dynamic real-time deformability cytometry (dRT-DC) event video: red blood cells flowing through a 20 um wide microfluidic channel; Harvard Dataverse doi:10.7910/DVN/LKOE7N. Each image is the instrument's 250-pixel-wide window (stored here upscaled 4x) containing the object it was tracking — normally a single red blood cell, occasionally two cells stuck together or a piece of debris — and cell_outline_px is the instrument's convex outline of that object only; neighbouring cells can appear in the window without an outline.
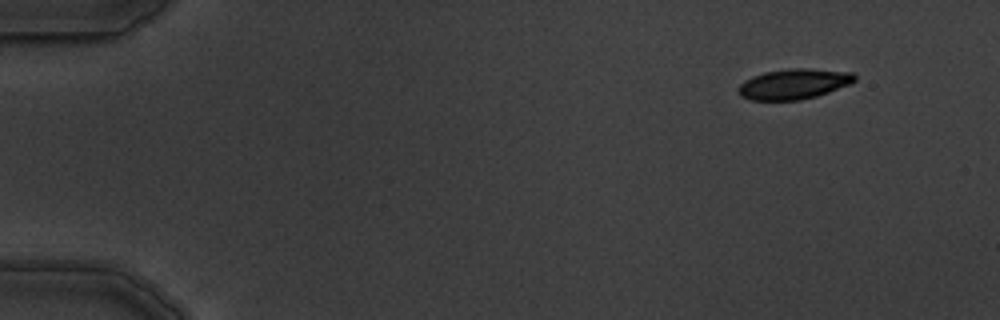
{"species": "common noctule bat (a hibernating species)", "species_latin": "Nyctalus noctula", "temperature_condition": "warm", "stored_images_in_passage": 5, "camera_frame_rate_fps": 3000, "um_per_image_px": 0.085, "animal": {"sex": "male", "body_mass_g": 19.5, "forearm_length_mm": 54.6}, "frame": {"image": 1, "passage_image": 1, "time_ms": 0.0, "image_size_px": [1000, 320], "cell_outline_px": [[856, 80], [852, 84], [816, 96], [800, 100], [752, 100], [740, 96], [736, 88], [744, 80], [752, 76], [764, 72], [788, 68], [808, 68], [852, 72], [856, 76]], "centroid_in_image_um": [67.47, 7.13], "position_along_channel_um": 17.5, "area_um2": 20.81}}